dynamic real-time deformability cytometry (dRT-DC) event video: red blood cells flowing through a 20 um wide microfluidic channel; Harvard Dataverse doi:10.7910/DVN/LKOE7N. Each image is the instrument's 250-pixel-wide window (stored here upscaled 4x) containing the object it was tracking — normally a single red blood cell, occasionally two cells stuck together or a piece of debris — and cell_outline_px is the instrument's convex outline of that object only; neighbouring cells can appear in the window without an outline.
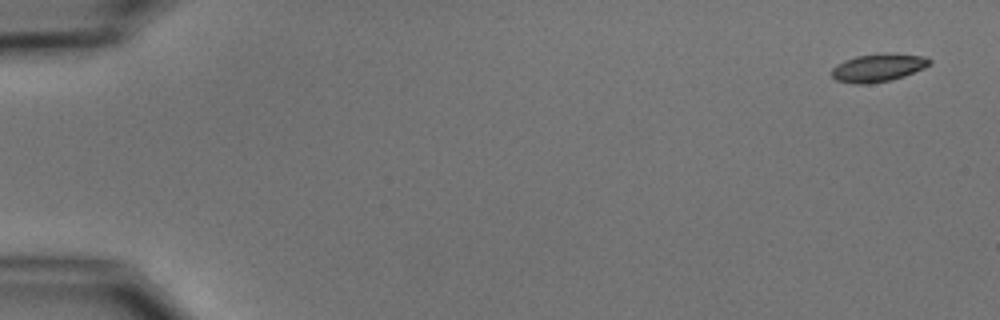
{"species": "common noctule bat (a hibernating species)", "species_latin": "Nyctalus noctula", "temperature_condition": "cold", "stored_images_in_passage": 2, "camera_frame_rate_fps": 3000, "um_per_image_px": 0.085, "animal": {"sex": "male", "body_mass_g": 15.6}, "frame": {"image": 1, "passage_image": 1, "time_ms": 0.0, "image_size_px": [1000, 320], "cell_outline_px": [[932, 64], [924, 68], [904, 76], [892, 80], [868, 84], [856, 84], [836, 80], [832, 76], [832, 68], [836, 64], [844, 60], [856, 56], [924, 56], [932, 60]], "centroid_in_image_um": [74.6, 5.81], "position_along_channel_um": 10.4, "area_um2": 15.2}}